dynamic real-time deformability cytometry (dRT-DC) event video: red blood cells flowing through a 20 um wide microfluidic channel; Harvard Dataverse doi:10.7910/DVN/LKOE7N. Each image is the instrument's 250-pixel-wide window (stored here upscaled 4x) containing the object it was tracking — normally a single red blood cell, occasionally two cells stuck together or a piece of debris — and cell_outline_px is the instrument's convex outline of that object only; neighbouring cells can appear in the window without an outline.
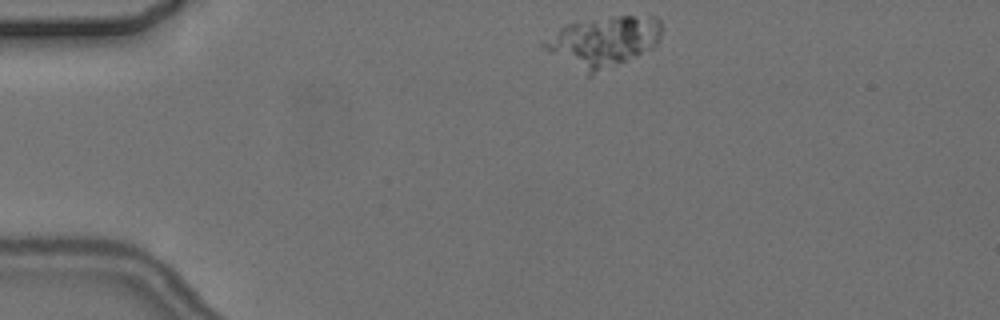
{"species": "common noctule bat (a hibernating species)", "species_latin": "Nyctalus noctula", "temperature_condition": "cold", "stored_images_in_passage": 2, "camera_frame_rate_fps": 3000, "um_per_image_px": 0.085, "animal": {"sex": "female", "body_mass_g": 24.6, "forearm_length_mm": 56.2}, "frame": {"image": 1, "passage_image": 1, "time_ms": 0.0, "image_size_px": [1000, 320], "cell_outline_px": [[660, 40], [652, 48], [636, 56], [592, 76], [588, 76], [548, 52], [540, 44], [560, 28], [568, 24], [612, 16], [656, 16], [660, 20]], "centroid_in_image_um": [51.29, 3.55], "position_along_channel_um": 33.7, "area_um2": 34.33}}